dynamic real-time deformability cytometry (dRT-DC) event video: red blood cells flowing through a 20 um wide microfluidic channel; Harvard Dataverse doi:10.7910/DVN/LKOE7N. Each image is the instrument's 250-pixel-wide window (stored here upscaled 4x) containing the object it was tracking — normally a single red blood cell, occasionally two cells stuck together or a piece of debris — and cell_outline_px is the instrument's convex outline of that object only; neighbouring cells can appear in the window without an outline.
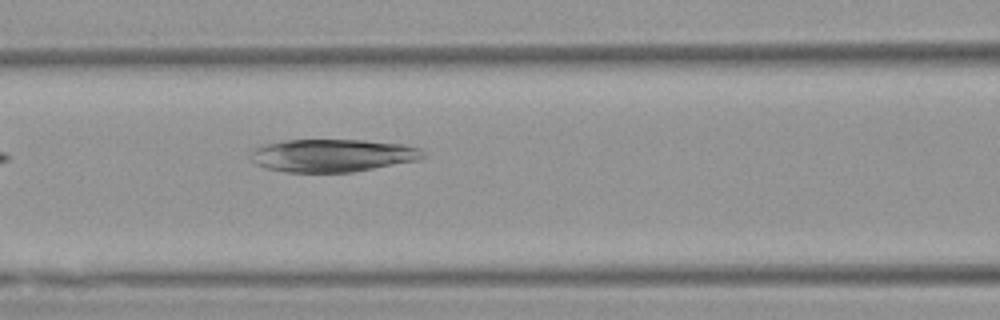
{"species": "Egyptian fruit bat (a non-hibernating species)", "species_latin": "Rousettus aegyptiacus", "temperature_condition": "warm", "stored_images_in_passage": 25, "camera_frame_rate_fps": 3000, "um_per_image_px": 0.085, "animal": {"sex": "female"}, "frame": {"image": 1, "passage_image": 9, "time_ms": 2.667, "image_size_px": [1000, 320], "cell_outline_px": [[424, 156], [416, 160], [352, 172], [284, 172], [264, 168], [256, 164], [252, 160], [252, 152], [256, 148], [264, 144], [284, 140], [364, 140], [404, 144], [420, 148], [424, 152]], "centroid_in_image_um": [28.24, 13.21], "position_along_channel_um": 138.4, "area_um2": 32.77}}
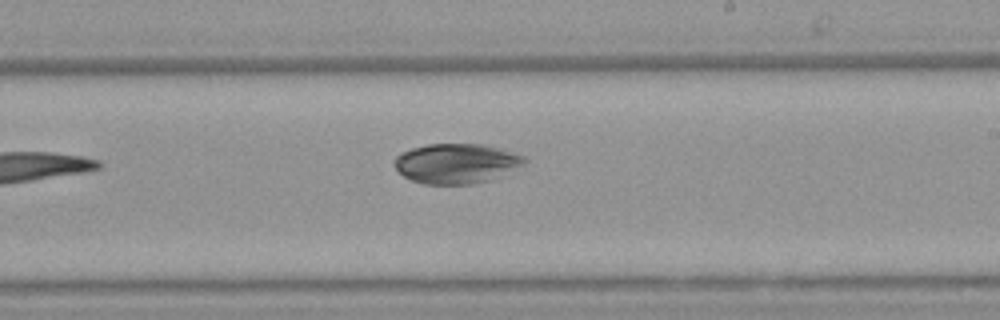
{"frame": {"image": 2, "passage_image": 18, "time_ms": 5.667, "image_size_px": [1000, 320], "cell_outline_px": [[528, 160], [524, 164], [488, 180], [472, 184], [424, 184], [412, 180], [404, 176], [392, 164], [392, 160], [400, 152], [412, 148], [428, 144], [484, 144], [500, 148], [524, 156]], "centroid_in_image_um": [38.74, 13.88], "position_along_channel_um": 250.3, "area_um2": 30.11}}
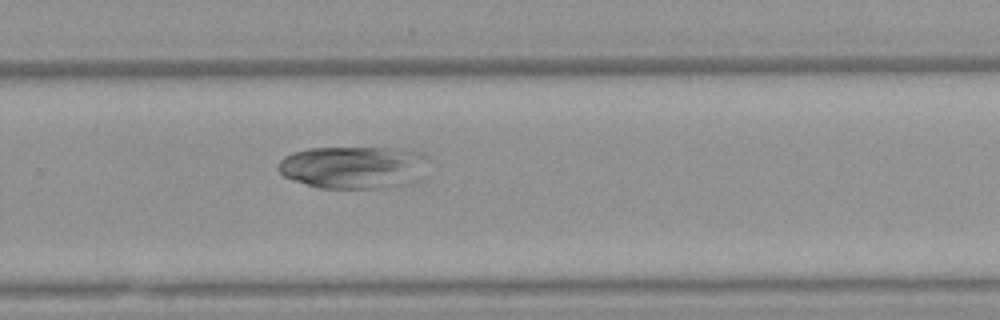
{"frame": {"image": 3, "passage_image": 22, "time_ms": 7.0, "image_size_px": [1000, 320], "cell_outline_px": [[428, 156], [424, 180], [412, 184], [384, 188], [320, 188], [284, 176], [280, 172], [276, 164], [284, 156], [292, 152], [308, 148], [408, 148], [420, 152]], "centroid_in_image_um": [30.16, 14.22], "position_along_channel_um": 299.6, "area_um2": 38.09}}